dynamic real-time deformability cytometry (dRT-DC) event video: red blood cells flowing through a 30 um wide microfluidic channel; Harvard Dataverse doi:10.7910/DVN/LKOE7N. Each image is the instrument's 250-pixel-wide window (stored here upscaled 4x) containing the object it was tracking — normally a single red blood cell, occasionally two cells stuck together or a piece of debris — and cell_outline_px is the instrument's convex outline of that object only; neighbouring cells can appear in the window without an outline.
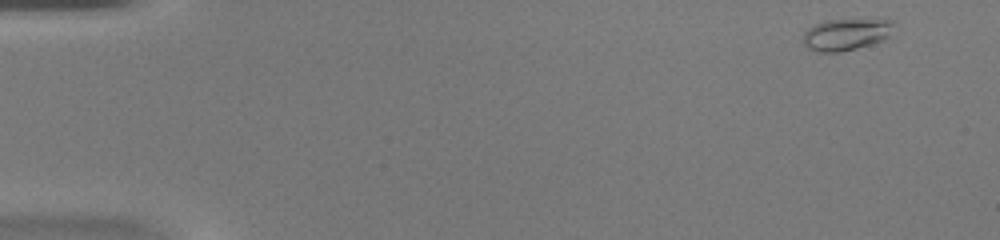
{"species": "common noctule bat (a hibernating species)", "species_latin": "Nyctalus noctula", "temperature_condition": "warm", "stored_images_in_passage": 47, "camera_frame_rate_fps": 3000, "um_per_image_px": 0.085, "animal": {"sex": "female", "body_mass_g": 20.0, "forearm_length_mm": 54.0}, "frame": {"image": 1, "passage_image": 1, "time_ms": 0.0, "image_size_px": [1000, 240], "cell_outline_px": [[892, 24], [888, 36], [884, 40], [872, 44], [840, 52], [820, 52], [808, 48], [804, 44], [804, 32], [812, 24], [824, 20], [880, 16], [888, 16], [892, 20]], "centroid_in_image_um": [71.98, 2.85], "position_along_channel_um": 13.0, "area_um2": 17.63}}
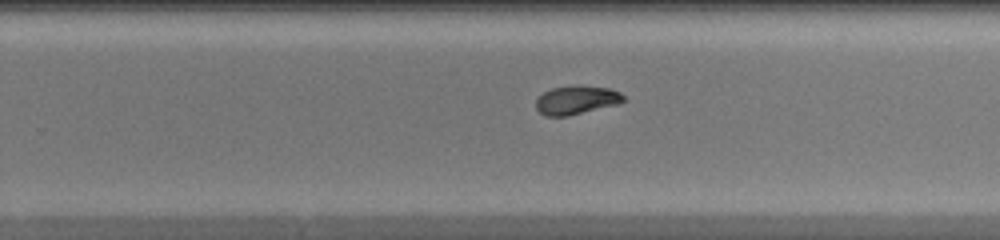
{"frame": {"image": 2, "passage_image": 30, "time_ms": 9.667, "image_size_px": [1000, 240], "cell_outline_px": [[624, 100], [620, 104], [568, 116], [544, 116], [536, 108], [536, 100], [544, 92], [552, 88], [576, 84], [608, 88], [620, 92], [624, 96]], "centroid_in_image_um": [49.01, 8.5], "position_along_channel_um": 280.8, "area_um2": 14.8}}
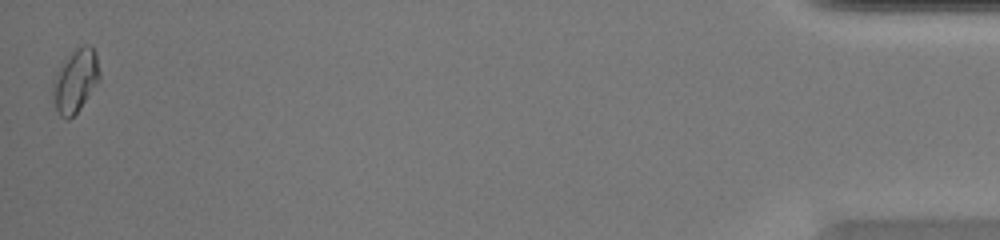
{"frame": {"image": 3, "passage_image": 47, "time_ms": 15.333, "image_size_px": [1000, 240], "cell_outline_px": [[100, 80], [80, 108], [68, 120], [64, 120], [60, 116], [52, 100], [52, 80], [68, 56], [76, 48], [84, 44], [88, 44], [96, 52], [100, 72]], "centroid_in_image_um": [6.41, 6.88], "position_along_channel_um": 428.8, "area_um2": 17.22}, "authors_computed_cell_mechanics": {"area_um2": 15.028, "velocity_mm_per_s": 4.1988, "shape_relaxation_time_tau1_ms": null, "shape_relaxation_time_tau2_ms": 1.4673, "deformation_change_tau1": null, "deformation_change_tau2": 0.0461}}